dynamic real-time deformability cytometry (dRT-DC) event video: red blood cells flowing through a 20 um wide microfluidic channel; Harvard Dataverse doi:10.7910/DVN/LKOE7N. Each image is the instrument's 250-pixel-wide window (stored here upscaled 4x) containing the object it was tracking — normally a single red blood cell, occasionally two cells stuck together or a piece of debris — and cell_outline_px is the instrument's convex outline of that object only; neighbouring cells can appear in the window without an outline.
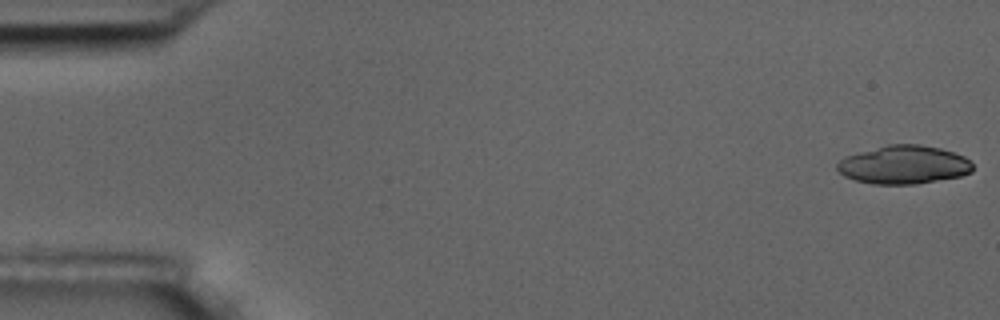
{"species": "common noctule bat (a hibernating species)", "species_latin": "Nyctalus noctula", "temperature_condition": "room temperature", "stored_images_in_passage": 5, "camera_frame_rate_fps": 3000, "um_per_image_px": 0.085, "animal": {"sex": "male", "body_mass_g": 17.5, "forearm_length_mm": 52.3}, "frame": {"image": 1, "passage_image": 1, "time_ms": 0.0, "image_size_px": [1000, 320], "cell_outline_px": [[972, 172], [960, 176], [916, 184], [872, 184], [856, 180], [844, 176], [836, 168], [836, 164], [844, 156], [888, 144], [920, 144], [940, 148], [964, 156], [972, 164]], "centroid_in_image_um": [76.8, 14.0], "position_along_channel_um": 8.2, "area_um2": 30.29}}